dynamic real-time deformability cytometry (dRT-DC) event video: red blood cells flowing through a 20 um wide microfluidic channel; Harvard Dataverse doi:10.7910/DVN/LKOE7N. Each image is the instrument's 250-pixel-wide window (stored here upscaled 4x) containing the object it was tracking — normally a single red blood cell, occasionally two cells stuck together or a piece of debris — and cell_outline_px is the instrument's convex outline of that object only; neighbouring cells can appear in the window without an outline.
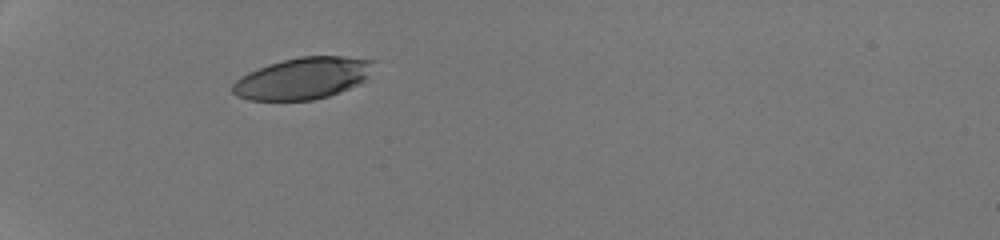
{"species": "human", "species_latin": "Homo sapiens", "temperature_condition": "room temperature", "stored_images_in_passage": 33, "camera_frame_rate_fps": 3000, "um_per_image_px": 0.085, "donor": {"sex": "male"}, "frame": {"image": 1, "passage_image": 1, "time_ms": 0.0, "image_size_px": [1000, 240], "cell_outline_px": [[376, 60], [364, 80], [340, 92], [328, 96], [312, 100], [248, 100], [236, 96], [232, 92], [232, 84], [240, 76], [248, 72], [268, 64], [300, 56], [344, 56]], "centroid_in_image_um": [25.7, 6.65], "position_along_channel_um": 59.3, "area_um2": 34.1}}
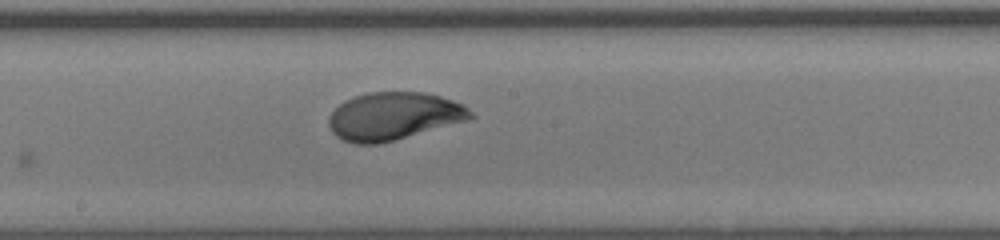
{"frame": {"image": 2, "passage_image": 14, "time_ms": 4.333, "image_size_px": [1000, 240], "cell_outline_px": [[476, 116], [468, 120], [380, 144], [356, 144], [340, 140], [332, 132], [328, 124], [328, 116], [344, 100], [368, 92], [424, 92], [440, 96], [464, 104]], "centroid_in_image_um": [33.45, 9.88], "position_along_channel_um": 214.8, "area_um2": 39.59}}
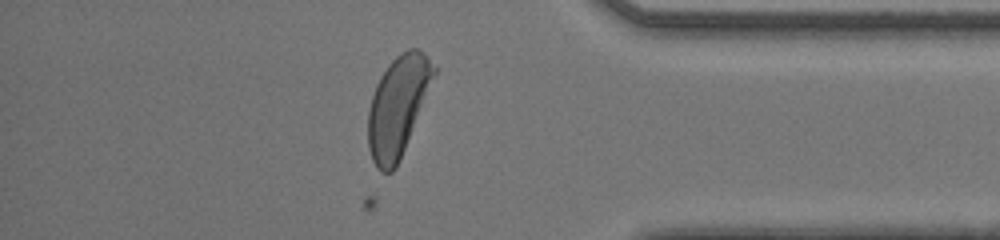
{"frame": {"image": 3, "passage_image": 28, "time_ms": 9.0, "image_size_px": [1000, 240], "cell_outline_px": [[440, 68], [396, 168], [392, 172], [380, 172], [376, 168], [372, 160], [368, 148], [368, 112], [372, 96], [376, 84], [380, 76], [388, 64], [400, 52], [408, 48], [416, 48], [424, 52]], "centroid_in_image_um": [33.86, 8.99], "position_along_channel_um": 401.3, "area_um2": 38.96}, "authors_computed_cell_mechanics": {"area_um2": 39.2462, "velocity_mm_per_s": 4.2502, "shape_relaxation_time_tau1_ms": 2.5841, "shape_relaxation_time_tau2_ms": null, "deformation_change_tau1": 0.1546, "deformation_change_tau2": null}}